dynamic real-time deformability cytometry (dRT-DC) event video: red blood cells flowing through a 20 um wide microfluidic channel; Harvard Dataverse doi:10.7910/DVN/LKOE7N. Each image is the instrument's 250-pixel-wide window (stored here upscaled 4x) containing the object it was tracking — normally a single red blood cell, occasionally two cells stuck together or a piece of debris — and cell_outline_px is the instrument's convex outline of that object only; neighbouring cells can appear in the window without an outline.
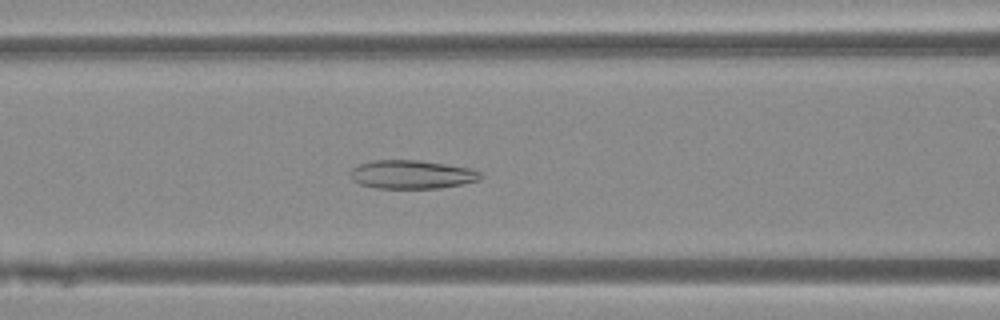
{"species": "Egyptian fruit bat (a non-hibernating species)", "species_latin": "Rousettus aegyptiacus", "temperature_condition": "warm", "stored_images_in_passage": 50, "camera_frame_rate_fps": 3000, "um_per_image_px": 0.085, "animal": {"sex": "female"}, "frame": {"image": 1, "passage_image": 21, "time_ms": 6.667, "image_size_px": [1000, 320], "cell_outline_px": [[484, 176], [480, 180], [440, 188], [376, 188], [360, 184], [352, 180], [348, 172], [352, 168], [360, 164], [372, 160], [420, 160], [468, 168], [480, 172]], "centroid_in_image_um": [34.97, 14.83], "position_along_channel_um": 131.6, "area_um2": 21.68}}
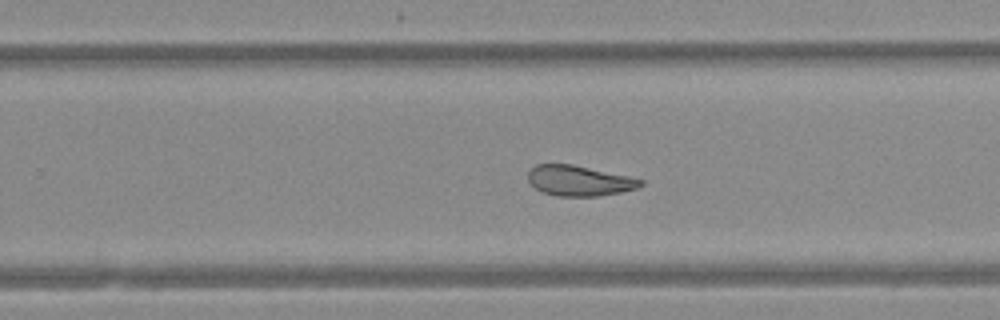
{"frame": {"image": 2, "passage_image": 32, "time_ms": 10.333, "image_size_px": [1000, 320], "cell_outline_px": [[644, 184], [636, 188], [620, 192], [596, 196], [556, 196], [540, 192], [528, 180], [528, 172], [536, 164], [572, 164], [628, 176], [644, 180]], "centroid_in_image_um": [49.21, 15.36], "position_along_channel_um": 280.6, "area_um2": 19.83}}
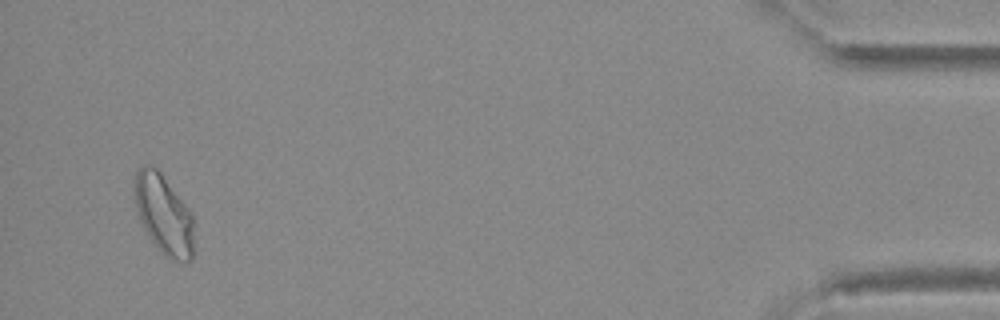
{"frame": {"image": 3, "passage_image": 48, "time_ms": 15.667, "image_size_px": [1000, 320], "cell_outline_px": [[192, 260], [188, 264], [172, 260], [164, 256], [152, 240], [144, 228], [140, 220], [136, 208], [136, 172], [144, 164], [148, 164], [156, 168], [160, 172], [188, 208], [192, 216]], "centroid_in_image_um": [13.93, 18.27], "position_along_channel_um": 421.3, "area_um2": 26.93}}